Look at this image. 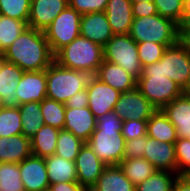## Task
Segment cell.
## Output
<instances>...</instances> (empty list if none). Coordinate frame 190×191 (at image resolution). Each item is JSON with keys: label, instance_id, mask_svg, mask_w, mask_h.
Masks as SVG:
<instances>
[{"label": "cell", "instance_id": "35", "mask_svg": "<svg viewBox=\"0 0 190 191\" xmlns=\"http://www.w3.org/2000/svg\"><path fill=\"white\" fill-rule=\"evenodd\" d=\"M0 191H25L19 164L0 162Z\"/></svg>", "mask_w": 190, "mask_h": 191}, {"label": "cell", "instance_id": "6", "mask_svg": "<svg viewBox=\"0 0 190 191\" xmlns=\"http://www.w3.org/2000/svg\"><path fill=\"white\" fill-rule=\"evenodd\" d=\"M129 35L137 43L173 45L180 40L179 25L159 14L134 18Z\"/></svg>", "mask_w": 190, "mask_h": 191}, {"label": "cell", "instance_id": "17", "mask_svg": "<svg viewBox=\"0 0 190 191\" xmlns=\"http://www.w3.org/2000/svg\"><path fill=\"white\" fill-rule=\"evenodd\" d=\"M113 32L105 12L86 13L80 19V36L104 47Z\"/></svg>", "mask_w": 190, "mask_h": 191}, {"label": "cell", "instance_id": "32", "mask_svg": "<svg viewBox=\"0 0 190 191\" xmlns=\"http://www.w3.org/2000/svg\"><path fill=\"white\" fill-rule=\"evenodd\" d=\"M40 109L45 125H49L60 130L64 128L66 110L64 103L45 98L40 102Z\"/></svg>", "mask_w": 190, "mask_h": 191}, {"label": "cell", "instance_id": "10", "mask_svg": "<svg viewBox=\"0 0 190 191\" xmlns=\"http://www.w3.org/2000/svg\"><path fill=\"white\" fill-rule=\"evenodd\" d=\"M157 109L137 89L122 92L114 112L122 120H148Z\"/></svg>", "mask_w": 190, "mask_h": 191}, {"label": "cell", "instance_id": "25", "mask_svg": "<svg viewBox=\"0 0 190 191\" xmlns=\"http://www.w3.org/2000/svg\"><path fill=\"white\" fill-rule=\"evenodd\" d=\"M45 163L50 184L78 182L75 161H69L54 154L45 157Z\"/></svg>", "mask_w": 190, "mask_h": 191}, {"label": "cell", "instance_id": "22", "mask_svg": "<svg viewBox=\"0 0 190 191\" xmlns=\"http://www.w3.org/2000/svg\"><path fill=\"white\" fill-rule=\"evenodd\" d=\"M95 76L121 93L136 88L137 80L125 69L109 61L103 60Z\"/></svg>", "mask_w": 190, "mask_h": 191}, {"label": "cell", "instance_id": "7", "mask_svg": "<svg viewBox=\"0 0 190 191\" xmlns=\"http://www.w3.org/2000/svg\"><path fill=\"white\" fill-rule=\"evenodd\" d=\"M103 59L122 67L136 80L141 76L143 66L139 61L137 42L129 34L113 35L103 47Z\"/></svg>", "mask_w": 190, "mask_h": 191}, {"label": "cell", "instance_id": "43", "mask_svg": "<svg viewBox=\"0 0 190 191\" xmlns=\"http://www.w3.org/2000/svg\"><path fill=\"white\" fill-rule=\"evenodd\" d=\"M132 11L134 18L158 14L154 1L132 2Z\"/></svg>", "mask_w": 190, "mask_h": 191}, {"label": "cell", "instance_id": "30", "mask_svg": "<svg viewBox=\"0 0 190 191\" xmlns=\"http://www.w3.org/2000/svg\"><path fill=\"white\" fill-rule=\"evenodd\" d=\"M26 28H28L27 21L9 18L0 14V54H2Z\"/></svg>", "mask_w": 190, "mask_h": 191}, {"label": "cell", "instance_id": "45", "mask_svg": "<svg viewBox=\"0 0 190 191\" xmlns=\"http://www.w3.org/2000/svg\"><path fill=\"white\" fill-rule=\"evenodd\" d=\"M48 191H88L85 187L81 186L78 182H60L50 184Z\"/></svg>", "mask_w": 190, "mask_h": 191}, {"label": "cell", "instance_id": "20", "mask_svg": "<svg viewBox=\"0 0 190 191\" xmlns=\"http://www.w3.org/2000/svg\"><path fill=\"white\" fill-rule=\"evenodd\" d=\"M162 111L174 125L177 138L186 139L190 135V95L184 92Z\"/></svg>", "mask_w": 190, "mask_h": 191}, {"label": "cell", "instance_id": "16", "mask_svg": "<svg viewBox=\"0 0 190 191\" xmlns=\"http://www.w3.org/2000/svg\"><path fill=\"white\" fill-rule=\"evenodd\" d=\"M68 5V0H31L28 27L44 31Z\"/></svg>", "mask_w": 190, "mask_h": 191}, {"label": "cell", "instance_id": "51", "mask_svg": "<svg viewBox=\"0 0 190 191\" xmlns=\"http://www.w3.org/2000/svg\"><path fill=\"white\" fill-rule=\"evenodd\" d=\"M186 93L190 95V86L188 87Z\"/></svg>", "mask_w": 190, "mask_h": 191}, {"label": "cell", "instance_id": "44", "mask_svg": "<svg viewBox=\"0 0 190 191\" xmlns=\"http://www.w3.org/2000/svg\"><path fill=\"white\" fill-rule=\"evenodd\" d=\"M88 102L89 101H88L87 89H83L82 91L70 97L66 101L65 106L68 108H83V107H88Z\"/></svg>", "mask_w": 190, "mask_h": 191}, {"label": "cell", "instance_id": "26", "mask_svg": "<svg viewBox=\"0 0 190 191\" xmlns=\"http://www.w3.org/2000/svg\"><path fill=\"white\" fill-rule=\"evenodd\" d=\"M59 132L60 129L44 124L37 133L30 138L32 155L42 158L54 155Z\"/></svg>", "mask_w": 190, "mask_h": 191}, {"label": "cell", "instance_id": "5", "mask_svg": "<svg viewBox=\"0 0 190 191\" xmlns=\"http://www.w3.org/2000/svg\"><path fill=\"white\" fill-rule=\"evenodd\" d=\"M93 75L61 67L55 61L46 69L47 98L66 103L74 94L86 89Z\"/></svg>", "mask_w": 190, "mask_h": 191}, {"label": "cell", "instance_id": "33", "mask_svg": "<svg viewBox=\"0 0 190 191\" xmlns=\"http://www.w3.org/2000/svg\"><path fill=\"white\" fill-rule=\"evenodd\" d=\"M21 122L18 107H0V138L22 134Z\"/></svg>", "mask_w": 190, "mask_h": 191}, {"label": "cell", "instance_id": "4", "mask_svg": "<svg viewBox=\"0 0 190 191\" xmlns=\"http://www.w3.org/2000/svg\"><path fill=\"white\" fill-rule=\"evenodd\" d=\"M103 60V47L81 36L54 55V61L61 67L91 75H96Z\"/></svg>", "mask_w": 190, "mask_h": 191}, {"label": "cell", "instance_id": "50", "mask_svg": "<svg viewBox=\"0 0 190 191\" xmlns=\"http://www.w3.org/2000/svg\"><path fill=\"white\" fill-rule=\"evenodd\" d=\"M190 49V37L185 41Z\"/></svg>", "mask_w": 190, "mask_h": 191}, {"label": "cell", "instance_id": "15", "mask_svg": "<svg viewBox=\"0 0 190 191\" xmlns=\"http://www.w3.org/2000/svg\"><path fill=\"white\" fill-rule=\"evenodd\" d=\"M158 170L177 173L175 144L145 136L144 156Z\"/></svg>", "mask_w": 190, "mask_h": 191}, {"label": "cell", "instance_id": "36", "mask_svg": "<svg viewBox=\"0 0 190 191\" xmlns=\"http://www.w3.org/2000/svg\"><path fill=\"white\" fill-rule=\"evenodd\" d=\"M157 12L162 17L181 24L186 12V5L182 0H154Z\"/></svg>", "mask_w": 190, "mask_h": 191}, {"label": "cell", "instance_id": "31", "mask_svg": "<svg viewBox=\"0 0 190 191\" xmlns=\"http://www.w3.org/2000/svg\"><path fill=\"white\" fill-rule=\"evenodd\" d=\"M84 144L85 142L81 138L76 137L70 131L62 129L57 138L55 155L69 161H75Z\"/></svg>", "mask_w": 190, "mask_h": 191}, {"label": "cell", "instance_id": "49", "mask_svg": "<svg viewBox=\"0 0 190 191\" xmlns=\"http://www.w3.org/2000/svg\"><path fill=\"white\" fill-rule=\"evenodd\" d=\"M154 1V0H131V2Z\"/></svg>", "mask_w": 190, "mask_h": 191}, {"label": "cell", "instance_id": "48", "mask_svg": "<svg viewBox=\"0 0 190 191\" xmlns=\"http://www.w3.org/2000/svg\"><path fill=\"white\" fill-rule=\"evenodd\" d=\"M182 1L186 5V7L190 6V0H182Z\"/></svg>", "mask_w": 190, "mask_h": 191}, {"label": "cell", "instance_id": "27", "mask_svg": "<svg viewBox=\"0 0 190 191\" xmlns=\"http://www.w3.org/2000/svg\"><path fill=\"white\" fill-rule=\"evenodd\" d=\"M147 136L159 142L173 143L177 141V134L174 125L162 110H157L147 120Z\"/></svg>", "mask_w": 190, "mask_h": 191}, {"label": "cell", "instance_id": "28", "mask_svg": "<svg viewBox=\"0 0 190 191\" xmlns=\"http://www.w3.org/2000/svg\"><path fill=\"white\" fill-rule=\"evenodd\" d=\"M124 175L136 186L149 178L158 169L144 157L124 158L119 164Z\"/></svg>", "mask_w": 190, "mask_h": 191}, {"label": "cell", "instance_id": "23", "mask_svg": "<svg viewBox=\"0 0 190 191\" xmlns=\"http://www.w3.org/2000/svg\"><path fill=\"white\" fill-rule=\"evenodd\" d=\"M31 154L30 138L23 134L0 138V162L19 164Z\"/></svg>", "mask_w": 190, "mask_h": 191}, {"label": "cell", "instance_id": "2", "mask_svg": "<svg viewBox=\"0 0 190 191\" xmlns=\"http://www.w3.org/2000/svg\"><path fill=\"white\" fill-rule=\"evenodd\" d=\"M123 120L108 112L96 120V129L86 142L107 166L119 165L124 159L125 138L121 135Z\"/></svg>", "mask_w": 190, "mask_h": 191}, {"label": "cell", "instance_id": "8", "mask_svg": "<svg viewBox=\"0 0 190 191\" xmlns=\"http://www.w3.org/2000/svg\"><path fill=\"white\" fill-rule=\"evenodd\" d=\"M81 14L69 5L44 29L51 52L55 55L61 48L80 36Z\"/></svg>", "mask_w": 190, "mask_h": 191}, {"label": "cell", "instance_id": "12", "mask_svg": "<svg viewBox=\"0 0 190 191\" xmlns=\"http://www.w3.org/2000/svg\"><path fill=\"white\" fill-rule=\"evenodd\" d=\"M78 183L88 191L97 183L102 171L107 166L85 142L75 159Z\"/></svg>", "mask_w": 190, "mask_h": 191}, {"label": "cell", "instance_id": "1", "mask_svg": "<svg viewBox=\"0 0 190 191\" xmlns=\"http://www.w3.org/2000/svg\"><path fill=\"white\" fill-rule=\"evenodd\" d=\"M2 58L16 64L23 71L46 70L54 62L49 43L44 32L26 28L2 53Z\"/></svg>", "mask_w": 190, "mask_h": 191}, {"label": "cell", "instance_id": "37", "mask_svg": "<svg viewBox=\"0 0 190 191\" xmlns=\"http://www.w3.org/2000/svg\"><path fill=\"white\" fill-rule=\"evenodd\" d=\"M31 0H0V13L9 18L27 21Z\"/></svg>", "mask_w": 190, "mask_h": 191}, {"label": "cell", "instance_id": "3", "mask_svg": "<svg viewBox=\"0 0 190 191\" xmlns=\"http://www.w3.org/2000/svg\"><path fill=\"white\" fill-rule=\"evenodd\" d=\"M136 88L157 110L184 93L176 82L165 76L161 60L143 67Z\"/></svg>", "mask_w": 190, "mask_h": 191}, {"label": "cell", "instance_id": "34", "mask_svg": "<svg viewBox=\"0 0 190 191\" xmlns=\"http://www.w3.org/2000/svg\"><path fill=\"white\" fill-rule=\"evenodd\" d=\"M177 173L158 170L142 183L136 185L135 191H170L174 188Z\"/></svg>", "mask_w": 190, "mask_h": 191}, {"label": "cell", "instance_id": "13", "mask_svg": "<svg viewBox=\"0 0 190 191\" xmlns=\"http://www.w3.org/2000/svg\"><path fill=\"white\" fill-rule=\"evenodd\" d=\"M20 177L25 191H48L49 180L45 158L30 155L19 163Z\"/></svg>", "mask_w": 190, "mask_h": 191}, {"label": "cell", "instance_id": "11", "mask_svg": "<svg viewBox=\"0 0 190 191\" xmlns=\"http://www.w3.org/2000/svg\"><path fill=\"white\" fill-rule=\"evenodd\" d=\"M88 107L96 119L114 111L115 104L121 95V92L107 85L95 75L88 83Z\"/></svg>", "mask_w": 190, "mask_h": 191}, {"label": "cell", "instance_id": "14", "mask_svg": "<svg viewBox=\"0 0 190 191\" xmlns=\"http://www.w3.org/2000/svg\"><path fill=\"white\" fill-rule=\"evenodd\" d=\"M46 70L24 71L18 81L16 94L18 106L27 102H41L47 98Z\"/></svg>", "mask_w": 190, "mask_h": 191}, {"label": "cell", "instance_id": "18", "mask_svg": "<svg viewBox=\"0 0 190 191\" xmlns=\"http://www.w3.org/2000/svg\"><path fill=\"white\" fill-rule=\"evenodd\" d=\"M24 71L16 64L0 60V99L1 107H18L16 88Z\"/></svg>", "mask_w": 190, "mask_h": 191}, {"label": "cell", "instance_id": "47", "mask_svg": "<svg viewBox=\"0 0 190 191\" xmlns=\"http://www.w3.org/2000/svg\"><path fill=\"white\" fill-rule=\"evenodd\" d=\"M175 191H190V176L178 175L174 182Z\"/></svg>", "mask_w": 190, "mask_h": 191}, {"label": "cell", "instance_id": "9", "mask_svg": "<svg viewBox=\"0 0 190 191\" xmlns=\"http://www.w3.org/2000/svg\"><path fill=\"white\" fill-rule=\"evenodd\" d=\"M160 60L163 62L165 76L186 92L190 86V49L187 43L179 40L168 46Z\"/></svg>", "mask_w": 190, "mask_h": 191}, {"label": "cell", "instance_id": "41", "mask_svg": "<svg viewBox=\"0 0 190 191\" xmlns=\"http://www.w3.org/2000/svg\"><path fill=\"white\" fill-rule=\"evenodd\" d=\"M69 6L81 15L92 12H104L108 0H68Z\"/></svg>", "mask_w": 190, "mask_h": 191}, {"label": "cell", "instance_id": "21", "mask_svg": "<svg viewBox=\"0 0 190 191\" xmlns=\"http://www.w3.org/2000/svg\"><path fill=\"white\" fill-rule=\"evenodd\" d=\"M104 12L114 35L130 33L134 20L131 0H108Z\"/></svg>", "mask_w": 190, "mask_h": 191}, {"label": "cell", "instance_id": "38", "mask_svg": "<svg viewBox=\"0 0 190 191\" xmlns=\"http://www.w3.org/2000/svg\"><path fill=\"white\" fill-rule=\"evenodd\" d=\"M168 46L171 45H163L149 41L137 43L139 61L142 66L145 67L159 61Z\"/></svg>", "mask_w": 190, "mask_h": 191}, {"label": "cell", "instance_id": "40", "mask_svg": "<svg viewBox=\"0 0 190 191\" xmlns=\"http://www.w3.org/2000/svg\"><path fill=\"white\" fill-rule=\"evenodd\" d=\"M121 135L125 141L147 135V120H123Z\"/></svg>", "mask_w": 190, "mask_h": 191}, {"label": "cell", "instance_id": "29", "mask_svg": "<svg viewBox=\"0 0 190 191\" xmlns=\"http://www.w3.org/2000/svg\"><path fill=\"white\" fill-rule=\"evenodd\" d=\"M21 115L22 134L31 138L44 125L39 102H27L18 106Z\"/></svg>", "mask_w": 190, "mask_h": 191}, {"label": "cell", "instance_id": "39", "mask_svg": "<svg viewBox=\"0 0 190 191\" xmlns=\"http://www.w3.org/2000/svg\"><path fill=\"white\" fill-rule=\"evenodd\" d=\"M177 174L190 176V141L178 138L175 142Z\"/></svg>", "mask_w": 190, "mask_h": 191}, {"label": "cell", "instance_id": "42", "mask_svg": "<svg viewBox=\"0 0 190 191\" xmlns=\"http://www.w3.org/2000/svg\"><path fill=\"white\" fill-rule=\"evenodd\" d=\"M145 136L126 141L124 158H139L144 156Z\"/></svg>", "mask_w": 190, "mask_h": 191}, {"label": "cell", "instance_id": "24", "mask_svg": "<svg viewBox=\"0 0 190 191\" xmlns=\"http://www.w3.org/2000/svg\"><path fill=\"white\" fill-rule=\"evenodd\" d=\"M136 186L124 175L119 165L106 166L89 191H135Z\"/></svg>", "mask_w": 190, "mask_h": 191}, {"label": "cell", "instance_id": "19", "mask_svg": "<svg viewBox=\"0 0 190 191\" xmlns=\"http://www.w3.org/2000/svg\"><path fill=\"white\" fill-rule=\"evenodd\" d=\"M96 118L89 107L68 108L65 110L64 130L70 131L76 137L84 142L90 139V136L96 129Z\"/></svg>", "mask_w": 190, "mask_h": 191}, {"label": "cell", "instance_id": "46", "mask_svg": "<svg viewBox=\"0 0 190 191\" xmlns=\"http://www.w3.org/2000/svg\"><path fill=\"white\" fill-rule=\"evenodd\" d=\"M180 40L186 41L190 37V6H187L184 19L179 25Z\"/></svg>", "mask_w": 190, "mask_h": 191}]
</instances>
